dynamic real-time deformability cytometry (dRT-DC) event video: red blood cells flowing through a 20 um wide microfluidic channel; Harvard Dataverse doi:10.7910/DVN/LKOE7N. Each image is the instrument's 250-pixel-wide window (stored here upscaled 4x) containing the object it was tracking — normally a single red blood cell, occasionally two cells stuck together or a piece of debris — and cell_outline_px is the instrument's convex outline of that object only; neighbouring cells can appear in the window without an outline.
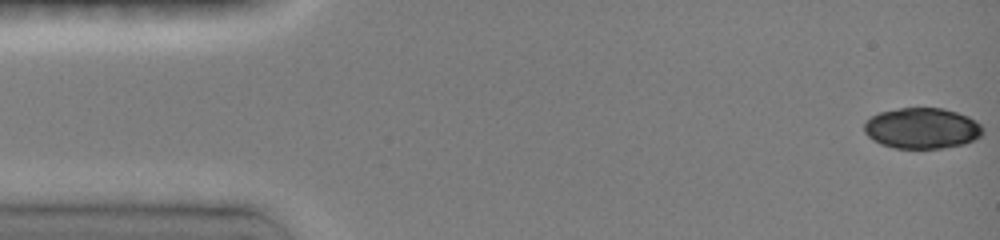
{"species": "common noctule bat (a hibernating species)", "species_latin": "Nyctalus noctula", "temperature_condition": "room temperature", "stored_images_in_passage": 48, "camera_frame_rate_fps": 3000, "um_per_image_px": 0.085, "animal": {"sex": "female", "body_mass_g": 19.0, "forearm_length_mm": 51.5}, "frame": {"image": 1, "passage_image": 1, "time_ms": 0.0, "image_size_px": [1000, 240], "cell_outline_px": [[984, 132], [980, 136], [964, 144], [944, 148], [896, 148], [880, 144], [872, 140], [864, 132], [864, 124], [872, 116], [880, 112], [900, 108], [944, 108], [968, 116], [976, 120], [984, 128]], "centroid_in_image_um": [78.38, 10.9], "position_along_channel_um": 6.6, "area_um2": 28.26}}
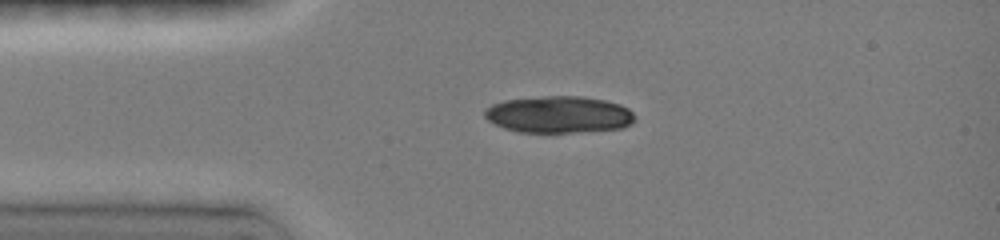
{"frame": {"image": 2, "passage_image": 11, "time_ms": 3.333, "image_size_px": [1000, 240], "cell_outline_px": [[636, 120], [632, 124], [624, 128], [572, 132], [520, 132], [504, 128], [488, 120], [484, 116], [484, 108], [492, 104], [504, 100], [544, 96], [584, 96], [604, 100], [620, 104], [628, 108], [636, 116]], "centroid_in_image_um": [47.52, 9.73], "position_along_channel_um": 37.5, "area_um2": 32.43}}